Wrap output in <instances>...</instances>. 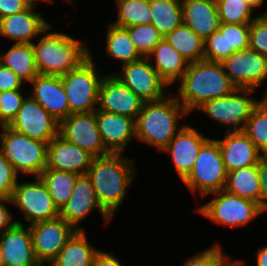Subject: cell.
Returning <instances> with one entry per match:
<instances>
[{
  "label": "cell",
  "instance_id": "obj_1",
  "mask_svg": "<svg viewBox=\"0 0 267 266\" xmlns=\"http://www.w3.org/2000/svg\"><path fill=\"white\" fill-rule=\"evenodd\" d=\"M179 82L181 84L179 83L176 99L188 113L237 88L224 71L221 62L205 59L189 63Z\"/></svg>",
  "mask_w": 267,
  "mask_h": 266
},
{
  "label": "cell",
  "instance_id": "obj_2",
  "mask_svg": "<svg viewBox=\"0 0 267 266\" xmlns=\"http://www.w3.org/2000/svg\"><path fill=\"white\" fill-rule=\"evenodd\" d=\"M122 153H110L93 158L89 176L100 205L113 217L134 180L136 169L132 160Z\"/></svg>",
  "mask_w": 267,
  "mask_h": 266
},
{
  "label": "cell",
  "instance_id": "obj_3",
  "mask_svg": "<svg viewBox=\"0 0 267 266\" xmlns=\"http://www.w3.org/2000/svg\"><path fill=\"white\" fill-rule=\"evenodd\" d=\"M189 113L176 97L144 102L135 120L136 139L159 150H164L181 130L178 119Z\"/></svg>",
  "mask_w": 267,
  "mask_h": 266
},
{
  "label": "cell",
  "instance_id": "obj_4",
  "mask_svg": "<svg viewBox=\"0 0 267 266\" xmlns=\"http://www.w3.org/2000/svg\"><path fill=\"white\" fill-rule=\"evenodd\" d=\"M51 27L39 36V42L32 43L35 62L41 75L62 76L77 68L92 53L81 40L63 32H48Z\"/></svg>",
  "mask_w": 267,
  "mask_h": 266
},
{
  "label": "cell",
  "instance_id": "obj_5",
  "mask_svg": "<svg viewBox=\"0 0 267 266\" xmlns=\"http://www.w3.org/2000/svg\"><path fill=\"white\" fill-rule=\"evenodd\" d=\"M0 128V152L17 173L38 177L47 166L48 143L32 139L9 126Z\"/></svg>",
  "mask_w": 267,
  "mask_h": 266
},
{
  "label": "cell",
  "instance_id": "obj_6",
  "mask_svg": "<svg viewBox=\"0 0 267 266\" xmlns=\"http://www.w3.org/2000/svg\"><path fill=\"white\" fill-rule=\"evenodd\" d=\"M228 172L222 159L219 143L209 138L200 148L193 169L183 180L192 194L206 197L225 188Z\"/></svg>",
  "mask_w": 267,
  "mask_h": 266
},
{
  "label": "cell",
  "instance_id": "obj_7",
  "mask_svg": "<svg viewBox=\"0 0 267 266\" xmlns=\"http://www.w3.org/2000/svg\"><path fill=\"white\" fill-rule=\"evenodd\" d=\"M90 55L77 68L60 76L69 104V115L95 112L102 78Z\"/></svg>",
  "mask_w": 267,
  "mask_h": 266
},
{
  "label": "cell",
  "instance_id": "obj_8",
  "mask_svg": "<svg viewBox=\"0 0 267 266\" xmlns=\"http://www.w3.org/2000/svg\"><path fill=\"white\" fill-rule=\"evenodd\" d=\"M251 88H236L231 93L205 102L197 110L216 122L227 125L226 132L243 131L253 109L261 101L252 97Z\"/></svg>",
  "mask_w": 267,
  "mask_h": 266
},
{
  "label": "cell",
  "instance_id": "obj_9",
  "mask_svg": "<svg viewBox=\"0 0 267 266\" xmlns=\"http://www.w3.org/2000/svg\"><path fill=\"white\" fill-rule=\"evenodd\" d=\"M211 194L214 196L211 201L197 207L196 212L214 223L235 228L247 225L261 214V206L254 201L224 189Z\"/></svg>",
  "mask_w": 267,
  "mask_h": 266
},
{
  "label": "cell",
  "instance_id": "obj_10",
  "mask_svg": "<svg viewBox=\"0 0 267 266\" xmlns=\"http://www.w3.org/2000/svg\"><path fill=\"white\" fill-rule=\"evenodd\" d=\"M35 180L17 182L11 197L12 204L21 210L29 225L60 216V210L49 195L43 181L39 177H35Z\"/></svg>",
  "mask_w": 267,
  "mask_h": 266
},
{
  "label": "cell",
  "instance_id": "obj_11",
  "mask_svg": "<svg viewBox=\"0 0 267 266\" xmlns=\"http://www.w3.org/2000/svg\"><path fill=\"white\" fill-rule=\"evenodd\" d=\"M114 75L144 102L158 101L166 97L164 88H167L168 84L147 57L122 65L120 71Z\"/></svg>",
  "mask_w": 267,
  "mask_h": 266
},
{
  "label": "cell",
  "instance_id": "obj_12",
  "mask_svg": "<svg viewBox=\"0 0 267 266\" xmlns=\"http://www.w3.org/2000/svg\"><path fill=\"white\" fill-rule=\"evenodd\" d=\"M58 135L94 158L110 154L99 133L96 111L70 114L59 122Z\"/></svg>",
  "mask_w": 267,
  "mask_h": 266
},
{
  "label": "cell",
  "instance_id": "obj_13",
  "mask_svg": "<svg viewBox=\"0 0 267 266\" xmlns=\"http://www.w3.org/2000/svg\"><path fill=\"white\" fill-rule=\"evenodd\" d=\"M36 258L42 266L50 264L77 231L65 219L46 220L29 225Z\"/></svg>",
  "mask_w": 267,
  "mask_h": 266
},
{
  "label": "cell",
  "instance_id": "obj_14",
  "mask_svg": "<svg viewBox=\"0 0 267 266\" xmlns=\"http://www.w3.org/2000/svg\"><path fill=\"white\" fill-rule=\"evenodd\" d=\"M221 63L237 88L256 89L267 79V57L250 47L234 52Z\"/></svg>",
  "mask_w": 267,
  "mask_h": 266
},
{
  "label": "cell",
  "instance_id": "obj_15",
  "mask_svg": "<svg viewBox=\"0 0 267 266\" xmlns=\"http://www.w3.org/2000/svg\"><path fill=\"white\" fill-rule=\"evenodd\" d=\"M9 127L32 139L49 143L58 135L59 122L36 100L27 96Z\"/></svg>",
  "mask_w": 267,
  "mask_h": 266
},
{
  "label": "cell",
  "instance_id": "obj_16",
  "mask_svg": "<svg viewBox=\"0 0 267 266\" xmlns=\"http://www.w3.org/2000/svg\"><path fill=\"white\" fill-rule=\"evenodd\" d=\"M93 209L99 210L106 223L111 222L113 217L100 205L89 176L78 175L71 197L60 210V217L76 230H84L79 224Z\"/></svg>",
  "mask_w": 267,
  "mask_h": 266
},
{
  "label": "cell",
  "instance_id": "obj_17",
  "mask_svg": "<svg viewBox=\"0 0 267 266\" xmlns=\"http://www.w3.org/2000/svg\"><path fill=\"white\" fill-rule=\"evenodd\" d=\"M144 101L114 74L104 75L100 83L97 109L137 119Z\"/></svg>",
  "mask_w": 267,
  "mask_h": 266
},
{
  "label": "cell",
  "instance_id": "obj_18",
  "mask_svg": "<svg viewBox=\"0 0 267 266\" xmlns=\"http://www.w3.org/2000/svg\"><path fill=\"white\" fill-rule=\"evenodd\" d=\"M4 266H42L36 258L29 225L21 221L0 234Z\"/></svg>",
  "mask_w": 267,
  "mask_h": 266
},
{
  "label": "cell",
  "instance_id": "obj_19",
  "mask_svg": "<svg viewBox=\"0 0 267 266\" xmlns=\"http://www.w3.org/2000/svg\"><path fill=\"white\" fill-rule=\"evenodd\" d=\"M208 139L201 135L196 128L183 124L181 130L163 150V152L171 154L176 171L182 181L193 169L199 150Z\"/></svg>",
  "mask_w": 267,
  "mask_h": 266
},
{
  "label": "cell",
  "instance_id": "obj_20",
  "mask_svg": "<svg viewBox=\"0 0 267 266\" xmlns=\"http://www.w3.org/2000/svg\"><path fill=\"white\" fill-rule=\"evenodd\" d=\"M93 158L84 149L57 135L48 143L46 168L83 175L87 174Z\"/></svg>",
  "mask_w": 267,
  "mask_h": 266
},
{
  "label": "cell",
  "instance_id": "obj_21",
  "mask_svg": "<svg viewBox=\"0 0 267 266\" xmlns=\"http://www.w3.org/2000/svg\"><path fill=\"white\" fill-rule=\"evenodd\" d=\"M99 133L110 153H122L136 139L135 119L122 114L96 110Z\"/></svg>",
  "mask_w": 267,
  "mask_h": 266
},
{
  "label": "cell",
  "instance_id": "obj_22",
  "mask_svg": "<svg viewBox=\"0 0 267 266\" xmlns=\"http://www.w3.org/2000/svg\"><path fill=\"white\" fill-rule=\"evenodd\" d=\"M32 84L31 97L58 122L69 116V104L60 76L37 75Z\"/></svg>",
  "mask_w": 267,
  "mask_h": 266
},
{
  "label": "cell",
  "instance_id": "obj_23",
  "mask_svg": "<svg viewBox=\"0 0 267 266\" xmlns=\"http://www.w3.org/2000/svg\"><path fill=\"white\" fill-rule=\"evenodd\" d=\"M31 5L23 12L0 19V35L10 38L14 43L32 44V39L40 36L49 26L41 12H35Z\"/></svg>",
  "mask_w": 267,
  "mask_h": 266
},
{
  "label": "cell",
  "instance_id": "obj_24",
  "mask_svg": "<svg viewBox=\"0 0 267 266\" xmlns=\"http://www.w3.org/2000/svg\"><path fill=\"white\" fill-rule=\"evenodd\" d=\"M216 140L227 172L259 163L262 153L243 131H227L224 139Z\"/></svg>",
  "mask_w": 267,
  "mask_h": 266
},
{
  "label": "cell",
  "instance_id": "obj_25",
  "mask_svg": "<svg viewBox=\"0 0 267 266\" xmlns=\"http://www.w3.org/2000/svg\"><path fill=\"white\" fill-rule=\"evenodd\" d=\"M183 23L203 40L219 30L216 0H181Z\"/></svg>",
  "mask_w": 267,
  "mask_h": 266
},
{
  "label": "cell",
  "instance_id": "obj_26",
  "mask_svg": "<svg viewBox=\"0 0 267 266\" xmlns=\"http://www.w3.org/2000/svg\"><path fill=\"white\" fill-rule=\"evenodd\" d=\"M147 58L168 86L179 81L189 65L187 60L164 38L153 48Z\"/></svg>",
  "mask_w": 267,
  "mask_h": 266
},
{
  "label": "cell",
  "instance_id": "obj_27",
  "mask_svg": "<svg viewBox=\"0 0 267 266\" xmlns=\"http://www.w3.org/2000/svg\"><path fill=\"white\" fill-rule=\"evenodd\" d=\"M98 251L88 242L85 231L77 230L50 265L93 266Z\"/></svg>",
  "mask_w": 267,
  "mask_h": 266
},
{
  "label": "cell",
  "instance_id": "obj_28",
  "mask_svg": "<svg viewBox=\"0 0 267 266\" xmlns=\"http://www.w3.org/2000/svg\"><path fill=\"white\" fill-rule=\"evenodd\" d=\"M224 190L254 201L262 207V190L258 164L228 172Z\"/></svg>",
  "mask_w": 267,
  "mask_h": 266
},
{
  "label": "cell",
  "instance_id": "obj_29",
  "mask_svg": "<svg viewBox=\"0 0 267 266\" xmlns=\"http://www.w3.org/2000/svg\"><path fill=\"white\" fill-rule=\"evenodd\" d=\"M0 63L11 69L24 82H30L40 74L32 44L14 43L6 53H0Z\"/></svg>",
  "mask_w": 267,
  "mask_h": 266
},
{
  "label": "cell",
  "instance_id": "obj_30",
  "mask_svg": "<svg viewBox=\"0 0 267 266\" xmlns=\"http://www.w3.org/2000/svg\"><path fill=\"white\" fill-rule=\"evenodd\" d=\"M164 39L173 46L188 63L204 59V40L184 23L168 33Z\"/></svg>",
  "mask_w": 267,
  "mask_h": 266
},
{
  "label": "cell",
  "instance_id": "obj_31",
  "mask_svg": "<svg viewBox=\"0 0 267 266\" xmlns=\"http://www.w3.org/2000/svg\"><path fill=\"white\" fill-rule=\"evenodd\" d=\"M106 32V54L121 61V65L140 60L143 57L137 51L125 28L108 23Z\"/></svg>",
  "mask_w": 267,
  "mask_h": 266
},
{
  "label": "cell",
  "instance_id": "obj_32",
  "mask_svg": "<svg viewBox=\"0 0 267 266\" xmlns=\"http://www.w3.org/2000/svg\"><path fill=\"white\" fill-rule=\"evenodd\" d=\"M151 24L163 38L183 23L181 0H149Z\"/></svg>",
  "mask_w": 267,
  "mask_h": 266
},
{
  "label": "cell",
  "instance_id": "obj_33",
  "mask_svg": "<svg viewBox=\"0 0 267 266\" xmlns=\"http://www.w3.org/2000/svg\"><path fill=\"white\" fill-rule=\"evenodd\" d=\"M38 177L45 184L57 208L61 210L71 197L78 174L45 168Z\"/></svg>",
  "mask_w": 267,
  "mask_h": 266
},
{
  "label": "cell",
  "instance_id": "obj_34",
  "mask_svg": "<svg viewBox=\"0 0 267 266\" xmlns=\"http://www.w3.org/2000/svg\"><path fill=\"white\" fill-rule=\"evenodd\" d=\"M264 0H216L221 23L251 24L256 17L252 11Z\"/></svg>",
  "mask_w": 267,
  "mask_h": 266
},
{
  "label": "cell",
  "instance_id": "obj_35",
  "mask_svg": "<svg viewBox=\"0 0 267 266\" xmlns=\"http://www.w3.org/2000/svg\"><path fill=\"white\" fill-rule=\"evenodd\" d=\"M118 15L117 20L111 22L119 27H130L141 24H151L152 13L149 0H115Z\"/></svg>",
  "mask_w": 267,
  "mask_h": 266
},
{
  "label": "cell",
  "instance_id": "obj_36",
  "mask_svg": "<svg viewBox=\"0 0 267 266\" xmlns=\"http://www.w3.org/2000/svg\"><path fill=\"white\" fill-rule=\"evenodd\" d=\"M243 132L262 153H267V93L253 109Z\"/></svg>",
  "mask_w": 267,
  "mask_h": 266
},
{
  "label": "cell",
  "instance_id": "obj_37",
  "mask_svg": "<svg viewBox=\"0 0 267 266\" xmlns=\"http://www.w3.org/2000/svg\"><path fill=\"white\" fill-rule=\"evenodd\" d=\"M137 51L147 57L163 36L152 24H141L125 28Z\"/></svg>",
  "mask_w": 267,
  "mask_h": 266
},
{
  "label": "cell",
  "instance_id": "obj_38",
  "mask_svg": "<svg viewBox=\"0 0 267 266\" xmlns=\"http://www.w3.org/2000/svg\"><path fill=\"white\" fill-rule=\"evenodd\" d=\"M219 30L226 31L228 57L249 48L250 24L220 23Z\"/></svg>",
  "mask_w": 267,
  "mask_h": 266
},
{
  "label": "cell",
  "instance_id": "obj_39",
  "mask_svg": "<svg viewBox=\"0 0 267 266\" xmlns=\"http://www.w3.org/2000/svg\"><path fill=\"white\" fill-rule=\"evenodd\" d=\"M21 89L0 92V127L9 126L17 116L26 97Z\"/></svg>",
  "mask_w": 267,
  "mask_h": 266
},
{
  "label": "cell",
  "instance_id": "obj_40",
  "mask_svg": "<svg viewBox=\"0 0 267 266\" xmlns=\"http://www.w3.org/2000/svg\"><path fill=\"white\" fill-rule=\"evenodd\" d=\"M222 249L220 244L214 243L213 246L188 258L183 266H224L230 258L223 254Z\"/></svg>",
  "mask_w": 267,
  "mask_h": 266
},
{
  "label": "cell",
  "instance_id": "obj_41",
  "mask_svg": "<svg viewBox=\"0 0 267 266\" xmlns=\"http://www.w3.org/2000/svg\"><path fill=\"white\" fill-rule=\"evenodd\" d=\"M228 58L226 31L217 30L204 40V59L222 62Z\"/></svg>",
  "mask_w": 267,
  "mask_h": 266
},
{
  "label": "cell",
  "instance_id": "obj_42",
  "mask_svg": "<svg viewBox=\"0 0 267 266\" xmlns=\"http://www.w3.org/2000/svg\"><path fill=\"white\" fill-rule=\"evenodd\" d=\"M249 47L267 57V12L250 24Z\"/></svg>",
  "mask_w": 267,
  "mask_h": 266
},
{
  "label": "cell",
  "instance_id": "obj_43",
  "mask_svg": "<svg viewBox=\"0 0 267 266\" xmlns=\"http://www.w3.org/2000/svg\"><path fill=\"white\" fill-rule=\"evenodd\" d=\"M17 182L18 173L0 152V197L11 198Z\"/></svg>",
  "mask_w": 267,
  "mask_h": 266
},
{
  "label": "cell",
  "instance_id": "obj_44",
  "mask_svg": "<svg viewBox=\"0 0 267 266\" xmlns=\"http://www.w3.org/2000/svg\"><path fill=\"white\" fill-rule=\"evenodd\" d=\"M24 81L11 69L0 63V92L21 89Z\"/></svg>",
  "mask_w": 267,
  "mask_h": 266
},
{
  "label": "cell",
  "instance_id": "obj_45",
  "mask_svg": "<svg viewBox=\"0 0 267 266\" xmlns=\"http://www.w3.org/2000/svg\"><path fill=\"white\" fill-rule=\"evenodd\" d=\"M31 5L27 0H0V19L23 12Z\"/></svg>",
  "mask_w": 267,
  "mask_h": 266
},
{
  "label": "cell",
  "instance_id": "obj_46",
  "mask_svg": "<svg viewBox=\"0 0 267 266\" xmlns=\"http://www.w3.org/2000/svg\"><path fill=\"white\" fill-rule=\"evenodd\" d=\"M5 202L12 204V200L11 198L0 197V234L16 223V220H12L13 216L11 215L8 207H6Z\"/></svg>",
  "mask_w": 267,
  "mask_h": 266
},
{
  "label": "cell",
  "instance_id": "obj_47",
  "mask_svg": "<svg viewBox=\"0 0 267 266\" xmlns=\"http://www.w3.org/2000/svg\"><path fill=\"white\" fill-rule=\"evenodd\" d=\"M262 190V207L267 204V153L261 155L258 163Z\"/></svg>",
  "mask_w": 267,
  "mask_h": 266
},
{
  "label": "cell",
  "instance_id": "obj_48",
  "mask_svg": "<svg viewBox=\"0 0 267 266\" xmlns=\"http://www.w3.org/2000/svg\"><path fill=\"white\" fill-rule=\"evenodd\" d=\"M93 266H122L118 258L104 251H98Z\"/></svg>",
  "mask_w": 267,
  "mask_h": 266
},
{
  "label": "cell",
  "instance_id": "obj_49",
  "mask_svg": "<svg viewBox=\"0 0 267 266\" xmlns=\"http://www.w3.org/2000/svg\"><path fill=\"white\" fill-rule=\"evenodd\" d=\"M256 266H267V245L258 248L256 253Z\"/></svg>",
  "mask_w": 267,
  "mask_h": 266
},
{
  "label": "cell",
  "instance_id": "obj_50",
  "mask_svg": "<svg viewBox=\"0 0 267 266\" xmlns=\"http://www.w3.org/2000/svg\"><path fill=\"white\" fill-rule=\"evenodd\" d=\"M244 262L240 260L231 261L229 260L224 266H244Z\"/></svg>",
  "mask_w": 267,
  "mask_h": 266
},
{
  "label": "cell",
  "instance_id": "obj_51",
  "mask_svg": "<svg viewBox=\"0 0 267 266\" xmlns=\"http://www.w3.org/2000/svg\"><path fill=\"white\" fill-rule=\"evenodd\" d=\"M27 1L30 2L32 5H35V3H36L37 1L51 2V1H53V0H27Z\"/></svg>",
  "mask_w": 267,
  "mask_h": 266
},
{
  "label": "cell",
  "instance_id": "obj_52",
  "mask_svg": "<svg viewBox=\"0 0 267 266\" xmlns=\"http://www.w3.org/2000/svg\"><path fill=\"white\" fill-rule=\"evenodd\" d=\"M0 266H4V263H3V255H2L1 247H0Z\"/></svg>",
  "mask_w": 267,
  "mask_h": 266
},
{
  "label": "cell",
  "instance_id": "obj_53",
  "mask_svg": "<svg viewBox=\"0 0 267 266\" xmlns=\"http://www.w3.org/2000/svg\"><path fill=\"white\" fill-rule=\"evenodd\" d=\"M264 212H267V204L261 207V214H263Z\"/></svg>",
  "mask_w": 267,
  "mask_h": 266
}]
</instances>
